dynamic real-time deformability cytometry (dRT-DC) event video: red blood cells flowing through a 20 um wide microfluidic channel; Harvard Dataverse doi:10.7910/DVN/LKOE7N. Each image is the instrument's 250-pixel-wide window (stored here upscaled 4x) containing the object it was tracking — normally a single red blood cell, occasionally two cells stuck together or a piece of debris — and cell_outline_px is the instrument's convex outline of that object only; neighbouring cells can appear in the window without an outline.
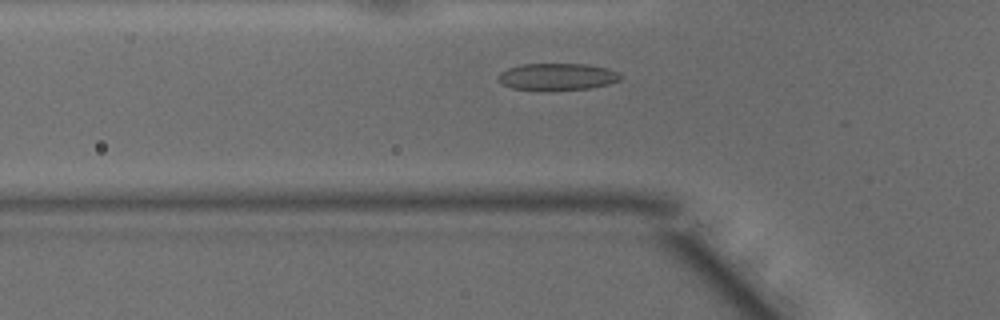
{"species": "common noctule bat (a hibernating species)", "species_latin": "Nyctalus noctula", "temperature_condition": "warm", "stored_images_in_passage": 40, "camera_frame_rate_fps": 3000, "um_per_image_px": 0.085, "animal": {"sex": "male", "body_mass_g": 15.6}, "frame": {"image": 1, "passage_image": 8, "time_ms": 2.333, "image_size_px": [1000, 320], "cell_outline_px": [[624, 76], [620, 80], [608, 84], [592, 88], [548, 92], [544, 92], [512, 88], [500, 84], [496, 80], [496, 76], [500, 72], [508, 68], [520, 64], [588, 64], [620, 72]], "centroid_in_image_um": [47.32, 6.55], "position_along_channel_um": 78.5, "area_um2": 20.0}}
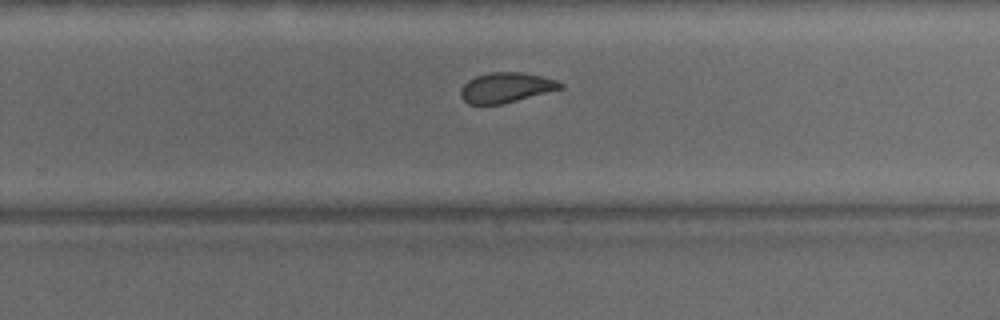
{"frame": {"image": 2, "passage_image": 23, "time_ms": 7.333, "image_size_px": [1000, 320], "cell_outline_px": [[564, 88], [500, 104], [468, 104], [460, 96], [460, 88], [468, 80], [476, 76], [488, 72], [524, 72], [556, 80], [564, 84]], "centroid_in_image_um": [42.99, 7.43], "position_along_channel_um": 286.8, "area_um2": 17.4}}
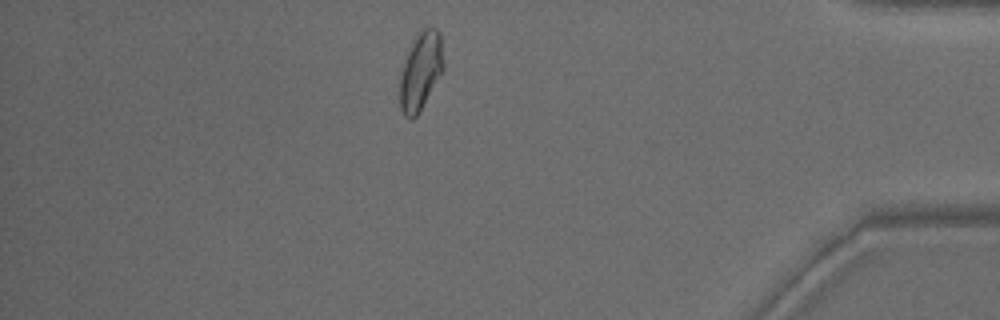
{"frame": {"image": 3, "passage_image": 34, "time_ms": 11.0, "image_size_px": [1000, 320], "cell_outline_px": [[444, 72], [416, 116], [412, 120], [404, 116], [400, 108], [400, 72], [404, 56], [416, 32], [424, 28], [436, 28], [440, 32], [444, 64]], "centroid_in_image_um": [35.75, 6.01], "position_along_channel_um": 399.4, "area_um2": 20.4}, "authors_computed_cell_mechanics": {"area_um2": 18.9006, "velocity_mm_per_s": 4.1566, "shape_relaxation_time_tau1_ms": 5.5186, "shape_relaxation_time_tau2_ms": 1.2738, "deformation_change_tau1": 0.1411, "deformation_change_tau2": 0.0788}}